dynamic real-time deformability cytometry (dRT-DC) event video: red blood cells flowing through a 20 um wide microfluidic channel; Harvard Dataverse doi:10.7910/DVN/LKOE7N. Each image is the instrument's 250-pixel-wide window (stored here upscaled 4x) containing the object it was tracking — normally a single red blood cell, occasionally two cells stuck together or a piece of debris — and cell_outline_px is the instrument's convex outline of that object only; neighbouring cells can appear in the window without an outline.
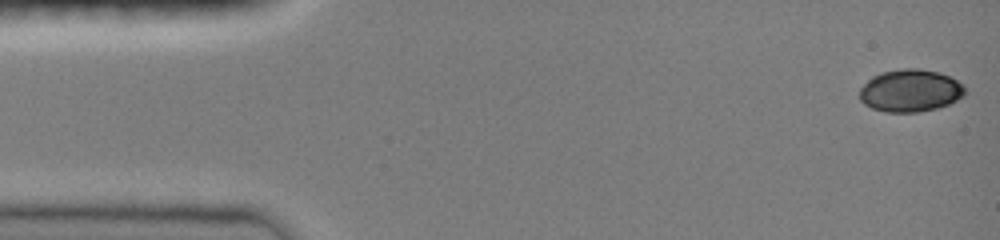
{"species": "common noctule bat (a hibernating species)", "species_latin": "Nyctalus noctula", "temperature_condition": "room temperature", "stored_images_in_passage": 47, "camera_frame_rate_fps": 3000, "um_per_image_px": 0.085, "animal": {"sex": "female", "body_mass_g": 19.0, "forearm_length_mm": 51.5}, "frame": {"image": 1, "passage_image": 1, "time_ms": 0.0, "image_size_px": [1000, 240], "cell_outline_px": [[968, 92], [964, 96], [948, 104], [936, 108], [916, 112], [884, 112], [872, 108], [864, 104], [860, 100], [860, 88], [872, 76], [880, 72], [900, 68], [920, 68], [940, 72], [956, 80]], "centroid_in_image_um": [77.36, 7.69], "position_along_channel_um": 7.6, "area_um2": 26.18}}
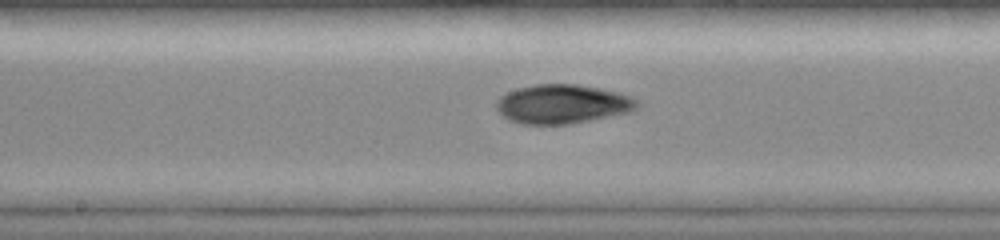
{"frame": {"image": 2, "passage_image": 24, "time_ms": 7.667, "image_size_px": [1000, 240], "cell_outline_px": [[640, 108], [628, 112], [568, 124], [520, 124], [508, 120], [496, 108], [496, 100], [500, 96], [516, 88], [536, 84], [576, 84], [600, 88], [620, 92], [632, 96], [640, 104]], "centroid_in_image_um": [47.81, 8.83], "position_along_channel_um": 200.4, "area_um2": 32.14}}
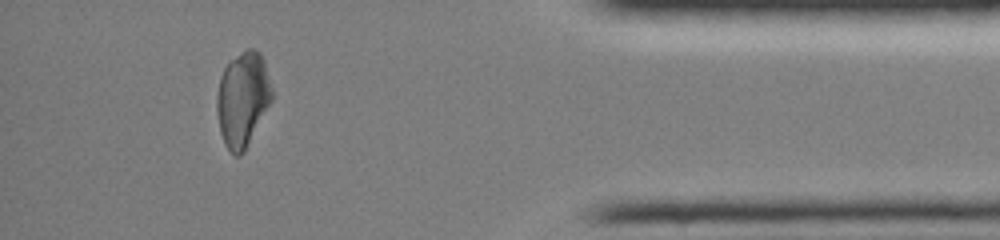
{"frame": {"image": 3, "passage_image": 42, "time_ms": 13.667, "image_size_px": [1000, 240], "cell_outline_px": [[272, 100], [244, 152], [240, 156], [236, 156], [224, 144], [220, 132], [216, 112], [216, 96], [220, 76], [224, 68], [236, 56], [248, 48], [256, 48], [260, 52], [264, 60], [272, 88]], "centroid_in_image_um": [20.62, 8.43], "position_along_channel_um": 414.6, "area_um2": 30.4}}